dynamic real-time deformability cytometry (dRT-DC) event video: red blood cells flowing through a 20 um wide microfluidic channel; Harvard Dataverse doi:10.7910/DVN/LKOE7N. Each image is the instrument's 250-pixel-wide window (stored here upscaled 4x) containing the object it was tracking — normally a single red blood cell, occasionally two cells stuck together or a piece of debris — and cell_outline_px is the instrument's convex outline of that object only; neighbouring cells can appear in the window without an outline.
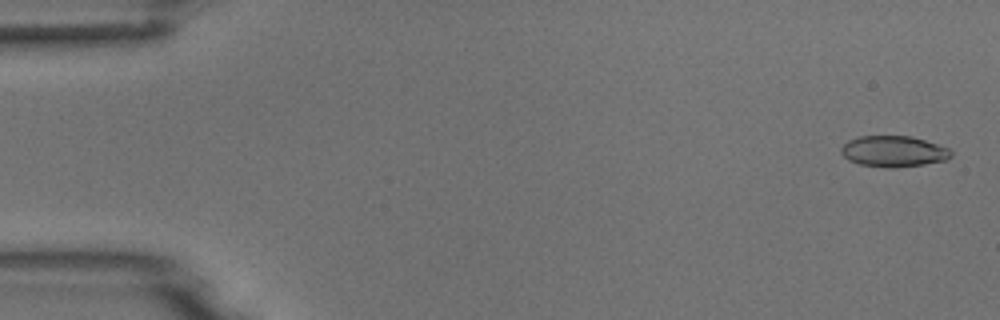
{"species": "common noctule bat (a hibernating species)", "species_latin": "Nyctalus noctula", "temperature_condition": "room temperature", "stored_images_in_passage": 4, "camera_frame_rate_fps": 3000, "um_per_image_px": 0.085, "animal": {"sex": "male", "body_mass_g": 18.8}, "frame": {"image": 1, "passage_image": 1, "time_ms": 0.0, "image_size_px": [1000, 320], "cell_outline_px": [[952, 156], [948, 160], [924, 164], [892, 168], [888, 168], [860, 164], [848, 160], [840, 152], [840, 148], [848, 140], [860, 136], [912, 136], [948, 148], [952, 152]], "centroid_in_image_um": [75.95, 12.87], "position_along_channel_um": 9.1, "area_um2": 19.88}}
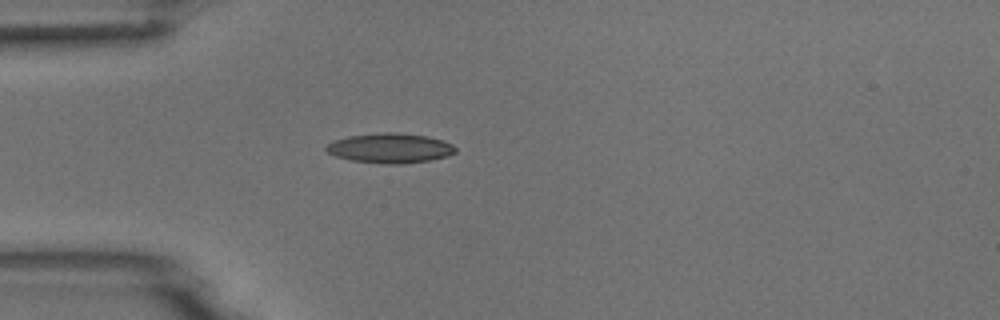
{"frame": {"image": 2, "passage_image": 4, "time_ms": 4.333, "image_size_px": [1000, 320], "cell_outline_px": [[456, 152], [448, 156], [428, 160], [404, 164], [388, 164], [352, 160], [336, 156], [328, 152], [324, 148], [328, 144], [336, 140], [348, 136], [384, 132], [396, 132], [428, 136], [452, 144], [456, 148]], "centroid_in_image_um": [33.17, 12.59], "position_along_channel_um": 51.8, "area_um2": 22.25}}